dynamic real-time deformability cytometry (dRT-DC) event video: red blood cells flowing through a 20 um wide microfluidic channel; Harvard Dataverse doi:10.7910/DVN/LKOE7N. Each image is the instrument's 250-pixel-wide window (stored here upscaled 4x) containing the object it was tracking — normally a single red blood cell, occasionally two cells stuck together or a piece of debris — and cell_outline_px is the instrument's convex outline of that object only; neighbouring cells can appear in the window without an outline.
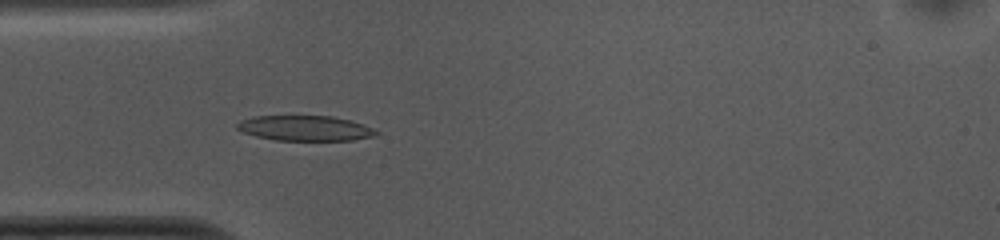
{"species": "common noctule bat (a hibernating species)", "species_latin": "Nyctalus noctula", "temperature_condition": "cold", "stored_images_in_passage": 52, "camera_frame_rate_fps": 3000, "um_per_image_px": 0.085, "animal": {"sex": "female", "body_mass_g": 10.0, "forearm_length_mm": 53.1}, "frame": {"image": 1, "passage_image": 14, "time_ms": 4.333, "image_size_px": [1000, 240], "cell_outline_px": [[380, 132], [376, 136], [352, 140], [276, 140], [256, 136], [244, 132], [236, 128], [236, 124], [240, 120], [252, 116], [332, 116], [348, 120], [372, 128]], "centroid_in_image_um": [25.91, 10.89], "position_along_channel_um": 59.1, "area_um2": 20.29}}
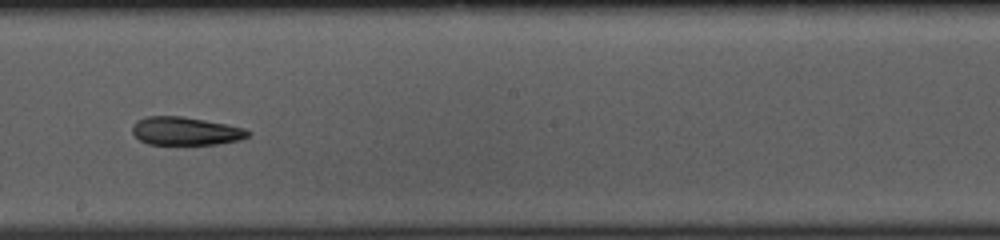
{"frame": {"image": 2, "passage_image": 28, "time_ms": 9.0, "image_size_px": [1000, 240], "cell_outline_px": [[252, 132], [248, 136], [240, 140], [216, 144], [148, 144], [140, 140], [132, 132], [132, 124], [136, 120], [144, 116], [184, 116], [244, 128]], "centroid_in_image_um": [15.74, 11.13], "position_along_channel_um": 232.5, "area_um2": 19.02}}
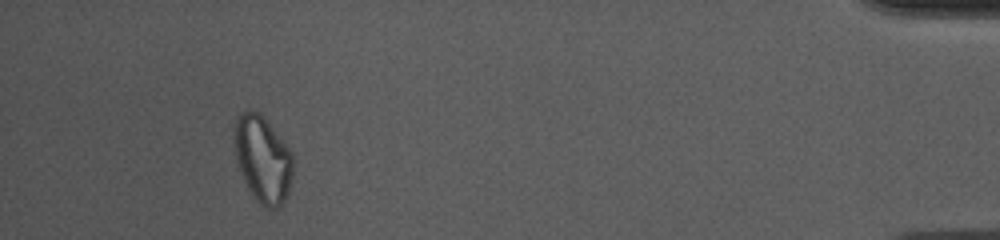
{"frame": {"image": 3, "passage_image": 48, "time_ms": 15.667, "image_size_px": [1000, 240], "cell_outline_px": [[292, 180], [288, 192], [284, 200], [276, 208], [268, 208], [260, 204], [256, 200], [248, 188], [244, 180], [236, 156], [232, 136], [236, 116], [240, 112], [248, 108], [260, 112], [284, 140], [292, 152]], "centroid_in_image_um": [22.31, 13.45], "position_along_channel_um": 412.9, "area_um2": 29.94}}